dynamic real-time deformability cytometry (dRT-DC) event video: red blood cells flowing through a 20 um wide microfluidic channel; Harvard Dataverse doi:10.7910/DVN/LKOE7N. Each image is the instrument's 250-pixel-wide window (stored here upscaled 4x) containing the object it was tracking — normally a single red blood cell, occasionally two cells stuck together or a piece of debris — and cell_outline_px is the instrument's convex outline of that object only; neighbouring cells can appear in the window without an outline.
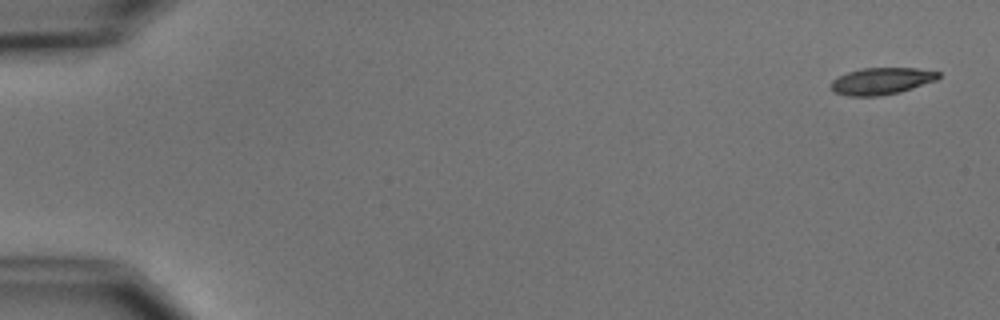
{"species": "common noctule bat (a hibernating species)", "species_latin": "Nyctalus noctula", "temperature_condition": "cold", "stored_images_in_passage": 5, "camera_frame_rate_fps": 3000, "um_per_image_px": 0.085, "animal": {"sex": "male", "body_mass_g": 15.6}, "frame": {"image": 1, "passage_image": 1, "time_ms": 0.0, "image_size_px": [1000, 320], "cell_outline_px": [[940, 76], [936, 80], [900, 92], [880, 96], [848, 96], [832, 92], [832, 80], [848, 72], [864, 68], [916, 68], [940, 72]], "centroid_in_image_um": [74.93, 6.89], "position_along_channel_um": 10.1, "area_um2": 16.7}}
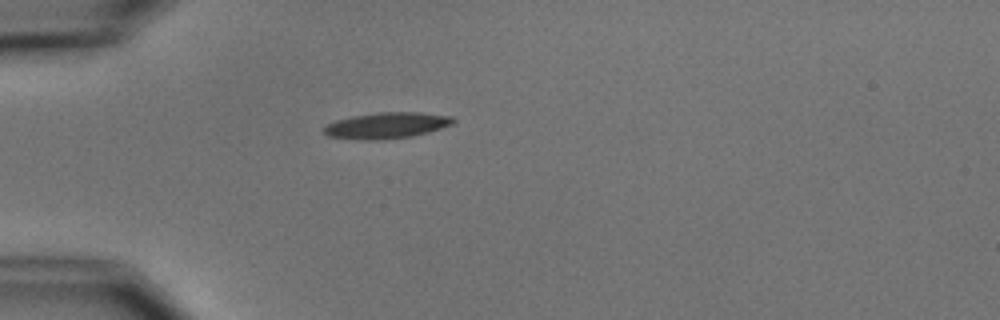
{"frame": {"image": 2, "passage_image": 5, "time_ms": 4.667, "image_size_px": [1000, 320], "cell_outline_px": [[456, 120], [452, 124], [428, 132], [412, 136], [380, 140], [364, 140], [328, 136], [324, 132], [324, 128], [328, 124], [336, 120], [352, 116], [376, 112], [420, 112], [452, 116]], "centroid_in_image_um": [32.88, 10.65], "position_along_channel_um": 52.1, "area_um2": 19.59}}